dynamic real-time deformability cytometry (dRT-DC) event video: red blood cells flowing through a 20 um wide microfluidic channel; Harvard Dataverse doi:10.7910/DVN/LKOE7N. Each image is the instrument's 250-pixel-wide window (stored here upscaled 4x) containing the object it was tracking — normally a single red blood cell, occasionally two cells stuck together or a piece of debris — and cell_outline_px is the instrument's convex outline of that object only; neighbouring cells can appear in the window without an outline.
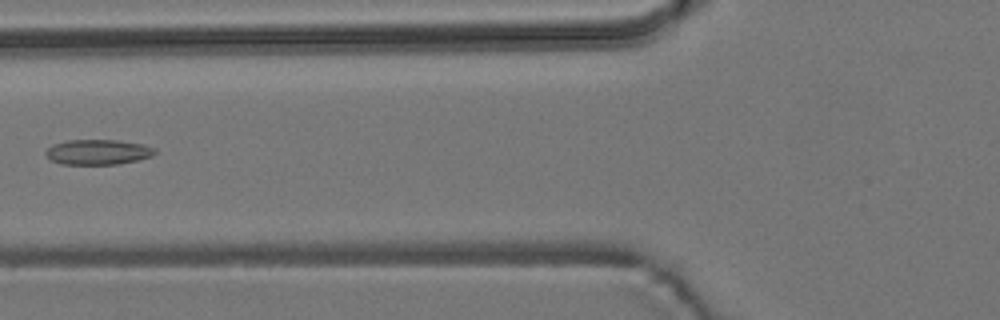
{"species": "common noctule bat (a hibernating species)", "species_latin": "Nyctalus noctula", "temperature_condition": "room temperature", "stored_images_in_passage": 5, "camera_frame_rate_fps": 3000, "um_per_image_px": 0.085, "animal": {"sex": "male", "body_mass_g": 19.2, "forearm_length_mm": 51.8}, "frame": {"image": 1, "passage_image": 5, "time_ms": 6.0, "image_size_px": [1000, 320], "cell_outline_px": [[156, 152], [152, 156], [136, 160], [116, 164], [60, 164], [52, 160], [44, 152], [52, 144], [68, 140], [116, 140], [144, 144], [156, 148]], "centroid_in_image_um": [8.33, 12.91], "position_along_channel_um": 117.5, "area_um2": 15.95}}